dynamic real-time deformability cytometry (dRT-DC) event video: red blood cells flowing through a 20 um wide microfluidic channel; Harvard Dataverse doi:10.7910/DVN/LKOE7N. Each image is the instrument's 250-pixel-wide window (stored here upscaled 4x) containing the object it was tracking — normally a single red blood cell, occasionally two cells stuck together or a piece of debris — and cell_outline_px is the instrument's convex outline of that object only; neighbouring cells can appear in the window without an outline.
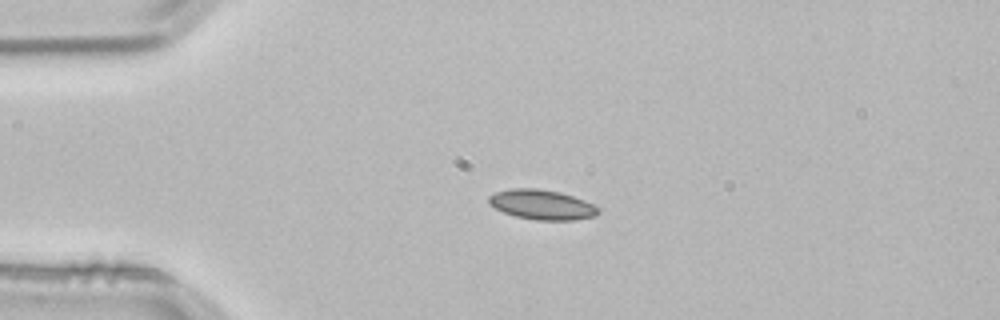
{"species": "common noctule bat (a hibernating species)", "species_latin": "Nyctalus noctula", "temperature_condition": "room temperature", "stored_images_in_passage": 4, "camera_frame_rate_fps": 3000, "um_per_image_px": 0.085, "animal": {"sex": "male", "body_mass_g": 21.5, "forearm_length_mm": 52.0}, "frame": {"image": 1, "passage_image": 3, "time_ms": 0.667, "image_size_px": [1000, 320], "cell_outline_px": [[600, 212], [596, 216], [572, 220], [536, 220], [516, 216], [504, 212], [488, 204], [488, 196], [496, 192], [512, 188], [536, 188], [560, 192], [584, 200], [592, 204]], "centroid_in_image_um": [46.04, 17.39], "position_along_channel_um": 39.0, "area_um2": 18.9}}
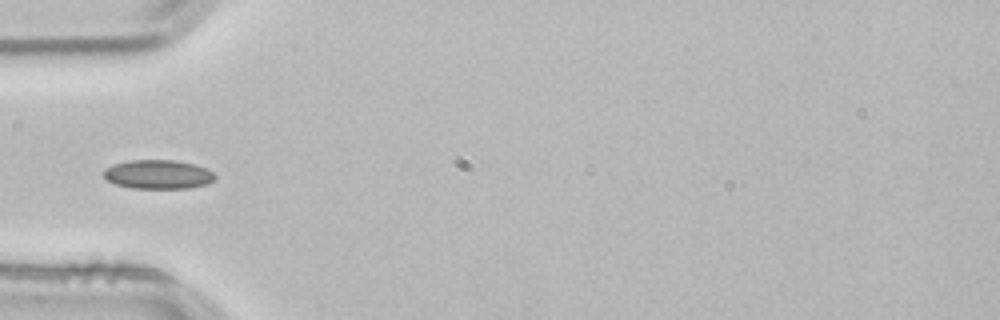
{"frame": {"image": 2, "passage_image": 4, "time_ms": 1.0, "image_size_px": [1000, 320], "cell_outline_px": [[216, 180], [208, 184], [188, 188], [132, 188], [116, 184], [108, 180], [104, 176], [104, 168], [112, 164], [132, 160], [176, 160], [192, 164], [204, 168], [212, 172], [216, 176]], "centroid_in_image_um": [13.44, 14.82], "position_along_channel_um": 71.6, "area_um2": 18.79}}